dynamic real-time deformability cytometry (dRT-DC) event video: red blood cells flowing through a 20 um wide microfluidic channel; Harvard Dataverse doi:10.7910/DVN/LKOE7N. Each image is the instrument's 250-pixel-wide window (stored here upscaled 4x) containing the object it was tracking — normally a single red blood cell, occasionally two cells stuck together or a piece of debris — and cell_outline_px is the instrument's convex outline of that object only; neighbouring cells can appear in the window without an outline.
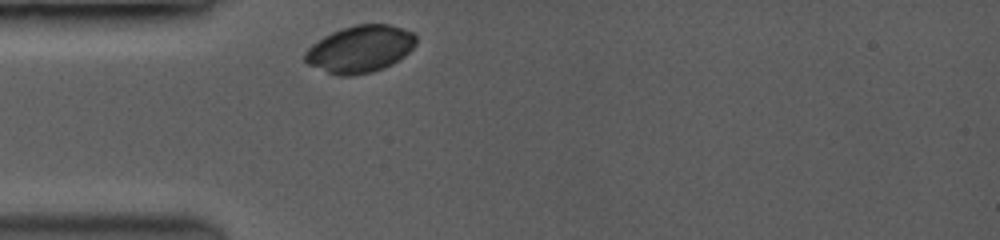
{"species": "common noctule bat (a hibernating species)", "species_latin": "Nyctalus noctula", "temperature_condition": "room temperature", "stored_images_in_passage": 7, "camera_frame_rate_fps": 3500, "um_per_image_px": 0.085, "animal": {"sex": "female", "body_mass_g": 19.0, "forearm_length_mm": 53.3}, "frame": {"image": 1, "passage_image": 1, "time_ms": 0.0, "image_size_px": [1000, 240], "cell_outline_px": [[416, 44], [404, 56], [372, 72], [344, 76], [340, 76], [328, 72], [308, 64], [304, 60], [304, 52], [312, 44], [324, 36], [332, 32], [356, 24], [388, 24], [412, 32], [416, 36]], "centroid_in_image_um": [30.58, 4.15], "position_along_channel_um": 54.4, "area_um2": 29.88}}